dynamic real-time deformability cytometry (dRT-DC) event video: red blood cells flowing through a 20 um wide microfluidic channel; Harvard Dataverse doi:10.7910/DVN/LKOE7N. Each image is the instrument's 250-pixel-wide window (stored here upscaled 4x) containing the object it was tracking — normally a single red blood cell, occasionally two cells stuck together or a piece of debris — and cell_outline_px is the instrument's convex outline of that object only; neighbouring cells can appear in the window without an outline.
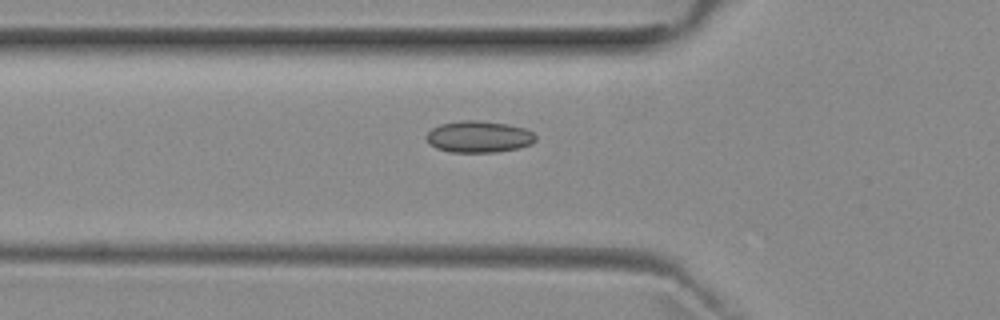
{"species": "common noctule bat (a hibernating species)", "species_latin": "Nyctalus noctula", "temperature_condition": "room temperature", "stored_images_in_passage": 34, "camera_frame_rate_fps": 3000, "um_per_image_px": 0.085, "animal": {"sex": "female", "body_mass_g": 29.2, "forearm_length_mm": 56.3}, "frame": {"image": 1, "passage_image": 3, "time_ms": 0.667, "image_size_px": [1000, 320], "cell_outline_px": [[536, 140], [532, 144], [520, 148], [496, 152], [452, 152], [436, 148], [428, 144], [424, 136], [432, 128], [440, 124], [464, 120], [476, 120], [508, 124], [524, 128], [532, 132], [536, 136]], "centroid_in_image_um": [40.69, 11.63], "position_along_channel_um": 85.1, "area_um2": 20.29}}
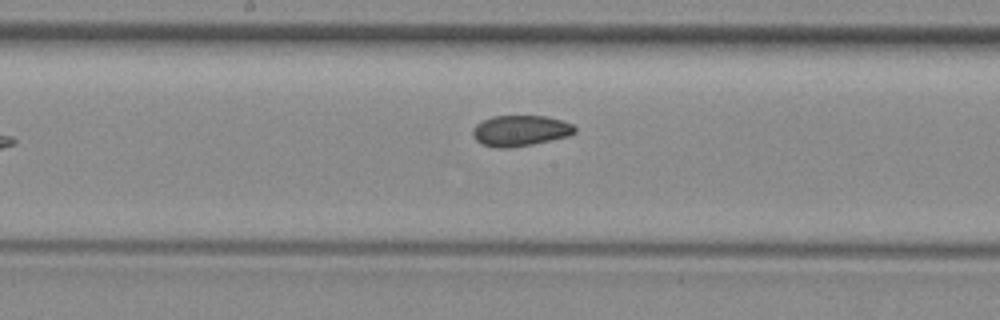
{"frame": {"image": 2, "passage_image": 12, "time_ms": 3.667, "image_size_px": [1000, 320], "cell_outline_px": [[576, 132], [568, 136], [532, 144], [508, 148], [496, 148], [480, 144], [472, 136], [472, 128], [476, 124], [492, 116], [544, 116], [560, 120], [572, 124], [576, 128]], "centroid_in_image_um": [44.18, 11.11], "position_along_channel_um": 204.0, "area_um2": 18.32}}
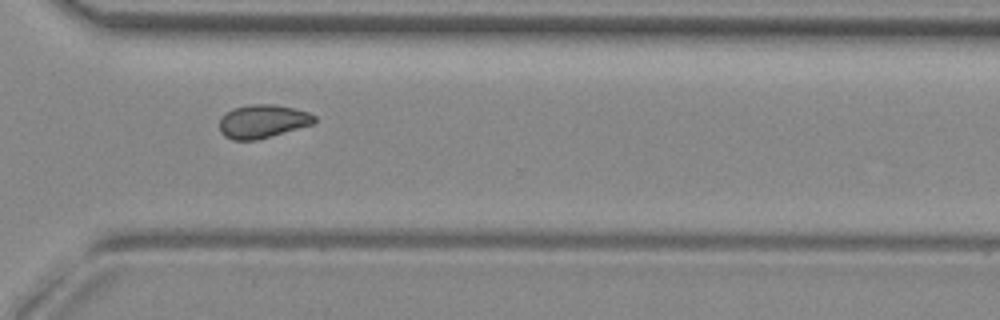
{"frame": {"image": 3, "passage_image": 23, "time_ms": 7.333, "image_size_px": [1000, 320], "cell_outline_px": [[316, 120], [312, 124], [272, 136], [256, 140], [232, 140], [224, 136], [220, 132], [220, 120], [228, 112], [236, 108], [252, 104], [272, 104], [292, 108], [308, 112], [316, 116]], "centroid_in_image_um": [22.33, 10.33], "position_along_channel_um": 348.3, "area_um2": 18.21}, "authors_computed_cell_mechanics": {"area_um2": 18.496, "velocity_mm_per_s": 3.9414, "shape_relaxation_time_tau1_ms": null, "shape_relaxation_time_tau2_ms": 4.5344, "deformation_change_tau1": null, "deformation_change_tau2": 0.0802}}